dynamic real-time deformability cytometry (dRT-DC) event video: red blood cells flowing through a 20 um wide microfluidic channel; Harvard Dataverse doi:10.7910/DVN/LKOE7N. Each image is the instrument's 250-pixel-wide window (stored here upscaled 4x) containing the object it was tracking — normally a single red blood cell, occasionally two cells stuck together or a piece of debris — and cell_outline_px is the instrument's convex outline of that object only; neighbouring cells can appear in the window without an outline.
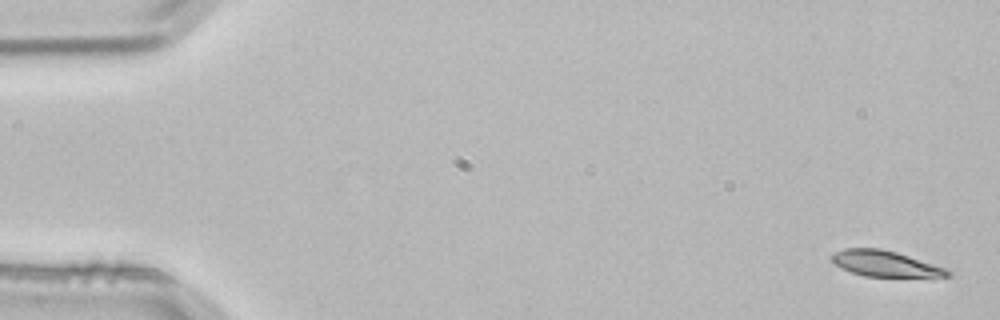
{"species": "common noctule bat (a hibernating species)", "species_latin": "Nyctalus noctula", "temperature_condition": "room temperature", "stored_images_in_passage": 4, "segment_of_instrument_passage": [2, 2], "camera_frame_rate_fps": 3000, "um_per_image_px": 0.085, "animal": {"sex": "male", "body_mass_g": 21.5, "forearm_length_mm": 52.0}, "frame": {"image": 1, "passage_image": 4, "time_ms": 1.0, "image_size_px": [1000, 320], "cell_outline_px": [[952, 276], [864, 276], [840, 268], [832, 260], [832, 256], [836, 252], [844, 248], [880, 248], [896, 252], [948, 268], [952, 272]], "centroid_in_image_um": [75.27, 22.4], "position_along_channel_um": 9.7, "area_um2": 17.22}}